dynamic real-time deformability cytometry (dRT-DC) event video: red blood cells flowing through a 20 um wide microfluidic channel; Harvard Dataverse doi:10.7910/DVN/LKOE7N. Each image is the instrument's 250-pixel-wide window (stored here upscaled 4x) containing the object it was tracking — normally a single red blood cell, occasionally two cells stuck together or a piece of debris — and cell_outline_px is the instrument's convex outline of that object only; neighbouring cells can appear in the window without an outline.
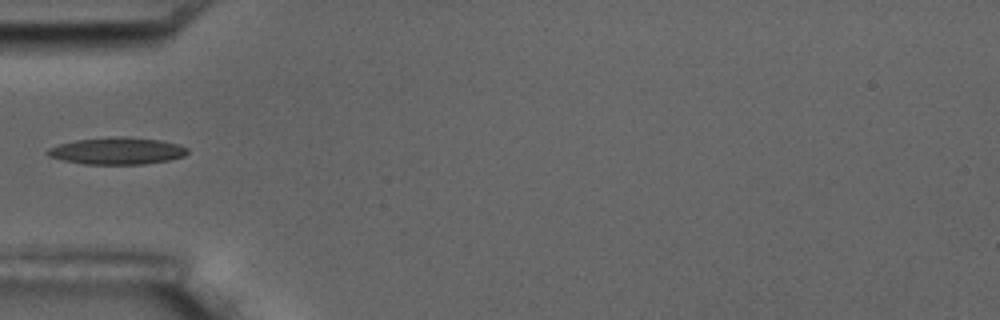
{"species": "common noctule bat (a hibernating species)", "species_latin": "Nyctalus noctula", "temperature_condition": "room temperature", "stored_images_in_passage": 5, "camera_frame_rate_fps": 3000, "um_per_image_px": 0.085, "animal": {"sex": "male", "body_mass_g": 17.5, "forearm_length_mm": 52.3}, "frame": {"image": 1, "passage_image": 5, "time_ms": 4.333, "image_size_px": [1000, 320], "cell_outline_px": [[188, 152], [184, 156], [168, 160], [144, 164], [84, 164], [64, 160], [48, 156], [44, 152], [48, 148], [60, 144], [76, 140], [120, 136], [124, 136], [160, 140], [176, 144], [188, 148]], "centroid_in_image_um": [9.94, 12.83], "position_along_channel_um": 75.1, "area_um2": 21.85}}